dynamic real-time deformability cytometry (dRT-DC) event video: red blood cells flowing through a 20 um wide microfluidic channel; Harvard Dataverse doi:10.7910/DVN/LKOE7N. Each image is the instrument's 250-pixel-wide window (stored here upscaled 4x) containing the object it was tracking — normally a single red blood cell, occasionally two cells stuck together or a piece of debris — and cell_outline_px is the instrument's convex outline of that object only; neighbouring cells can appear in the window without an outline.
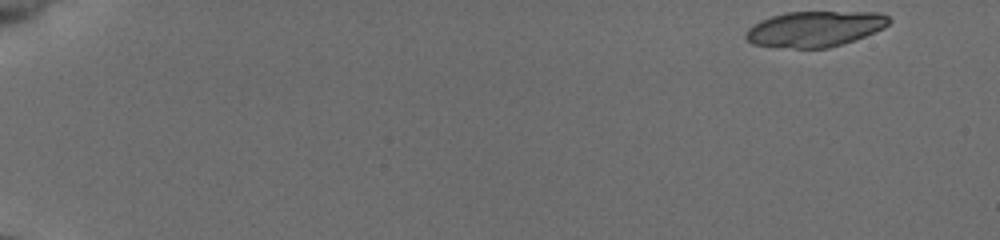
{"species": "common noctule bat (a hibernating species)", "species_latin": "Nyctalus noctula", "temperature_condition": "cold", "stored_images_in_passage": 12, "camera_frame_rate_fps": 3000, "um_per_image_px": 0.085, "animal": {"sex": "female", "body_mass_g": 19.5, "forearm_length_mm": 54.1}, "frame": {"image": 1, "passage_image": 1, "time_ms": 0.0, "image_size_px": [1000, 240], "cell_outline_px": [[892, 20], [884, 28], [864, 36], [828, 48], [792, 48], [752, 44], [744, 36], [748, 28], [752, 24], [760, 20], [772, 16], [788, 12], [880, 12], [888, 16]], "centroid_in_image_um": [69.25, 2.45], "position_along_channel_um": 15.7, "area_um2": 29.59}}